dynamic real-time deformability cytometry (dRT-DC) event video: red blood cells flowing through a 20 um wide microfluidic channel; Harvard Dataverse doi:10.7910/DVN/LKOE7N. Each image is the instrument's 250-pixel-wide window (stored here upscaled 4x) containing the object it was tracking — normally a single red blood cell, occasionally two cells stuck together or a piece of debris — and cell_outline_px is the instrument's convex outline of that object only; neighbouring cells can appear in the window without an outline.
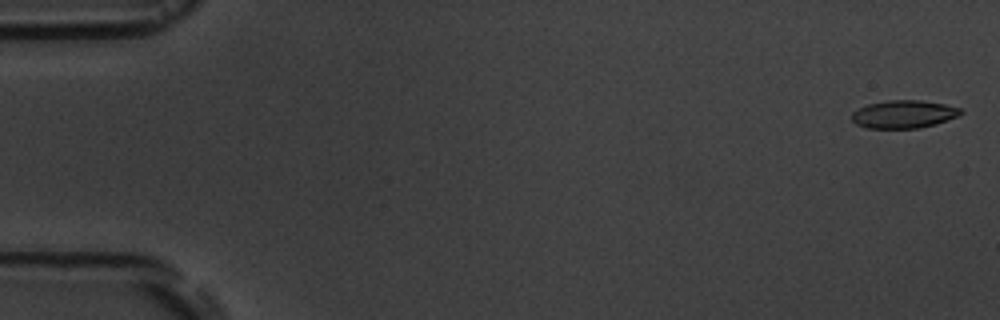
{"species": "common noctule bat (a hibernating species)", "species_latin": "Nyctalus noctula", "temperature_condition": "room temperature", "stored_images_in_passage": 14, "camera_frame_rate_fps": 3000, "um_per_image_px": 0.085, "animal": {"sex": "male", "body_mass_g": 19.5, "forearm_length_mm": 54.6}, "frame": {"image": 1, "passage_image": 1, "time_ms": 0.0, "image_size_px": [1000, 320], "cell_outline_px": [[964, 112], [956, 116], [936, 124], [920, 128], [864, 128], [856, 124], [852, 120], [852, 112], [868, 104], [888, 100], [920, 100], [944, 104], [960, 108]], "centroid_in_image_um": [76.8, 9.71], "position_along_channel_um": 8.2, "area_um2": 17.63}}
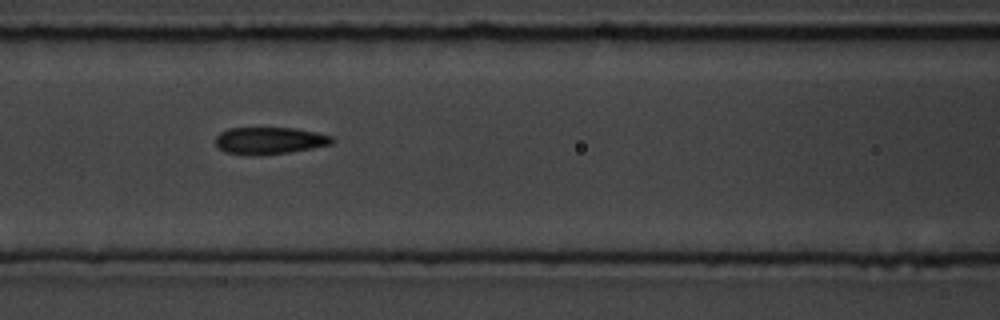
{"frame": {"image": 2, "passage_image": 6, "time_ms": 7.667, "image_size_px": [1000, 320], "cell_outline_px": [[336, 140], [332, 144], [312, 148], [288, 152], [260, 156], [252, 156], [224, 152], [216, 144], [216, 136], [220, 132], [228, 128], [296, 128], [316, 132], [332, 136]], "centroid_in_image_um": [22.91, 11.96], "position_along_channel_um": 143.7, "area_um2": 18.55}}
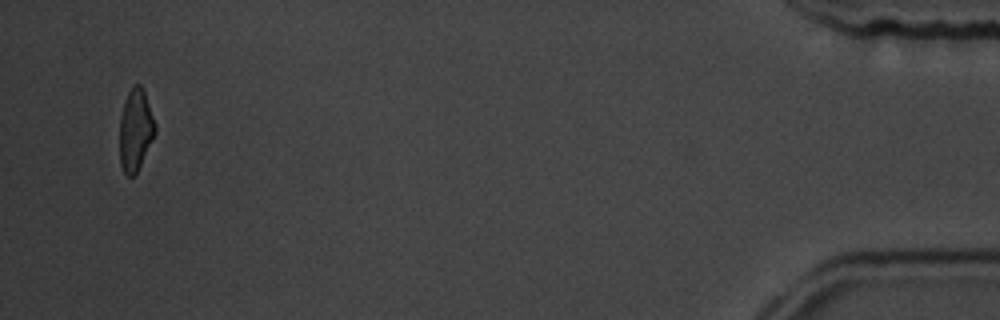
{"frame": {"image": 3, "passage_image": 14, "time_ms": 17.667, "image_size_px": [1000, 320], "cell_outline_px": [[156, 132], [136, 172], [132, 176], [128, 176], [124, 172], [120, 164], [120, 116], [128, 92], [132, 84], [140, 84], [144, 88], [156, 124]], "centroid_in_image_um": [11.52, 10.98], "position_along_channel_um": 423.7, "area_um2": 16.88}, "authors_computed_cell_mechanics": {"area_um2": 18.3804, "velocity_mm_per_s": 3.6445, "shape_relaxation_time_tau1_ms": 3.5272, "shape_relaxation_time_tau2_ms": 1.1767, "deformation_change_tau1": 0.1474, "deformation_change_tau2": 0.0827}}